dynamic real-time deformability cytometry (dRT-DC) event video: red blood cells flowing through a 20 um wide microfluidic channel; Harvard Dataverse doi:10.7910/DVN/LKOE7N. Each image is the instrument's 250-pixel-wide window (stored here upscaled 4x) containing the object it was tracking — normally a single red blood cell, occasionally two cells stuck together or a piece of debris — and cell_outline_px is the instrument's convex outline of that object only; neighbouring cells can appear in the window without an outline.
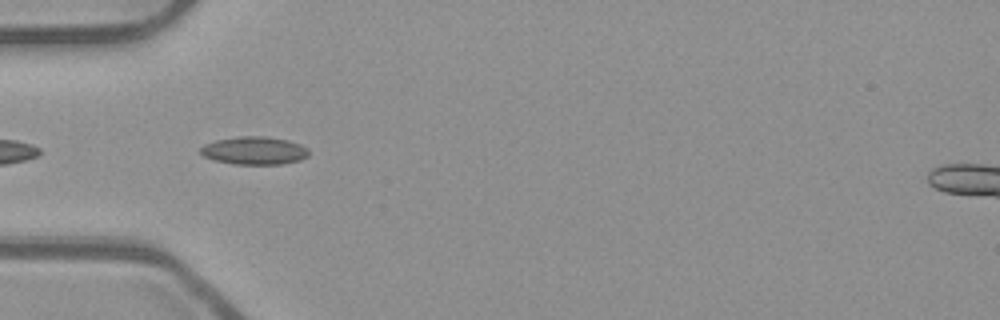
{"species": "common noctule bat (a hibernating species)", "species_latin": "Nyctalus noctula", "temperature_condition": "room temperature", "stored_images_in_passage": 5, "camera_frame_rate_fps": 3000, "um_per_image_px": 0.085, "animal": {"sex": "male", "body_mass_g": 23.1, "forearm_length_mm": 52.7}, "frame": {"image": 1, "passage_image": 2, "time_ms": 0.333, "image_size_px": [1000, 320], "cell_outline_px": [[308, 156], [300, 160], [280, 164], [236, 164], [212, 160], [204, 156], [200, 152], [200, 148], [204, 144], [216, 140], [236, 136], [268, 136], [288, 140], [300, 144], [308, 148]], "centroid_in_image_um": [21.61, 12.79], "position_along_channel_um": 63.4, "area_um2": 17.74}}